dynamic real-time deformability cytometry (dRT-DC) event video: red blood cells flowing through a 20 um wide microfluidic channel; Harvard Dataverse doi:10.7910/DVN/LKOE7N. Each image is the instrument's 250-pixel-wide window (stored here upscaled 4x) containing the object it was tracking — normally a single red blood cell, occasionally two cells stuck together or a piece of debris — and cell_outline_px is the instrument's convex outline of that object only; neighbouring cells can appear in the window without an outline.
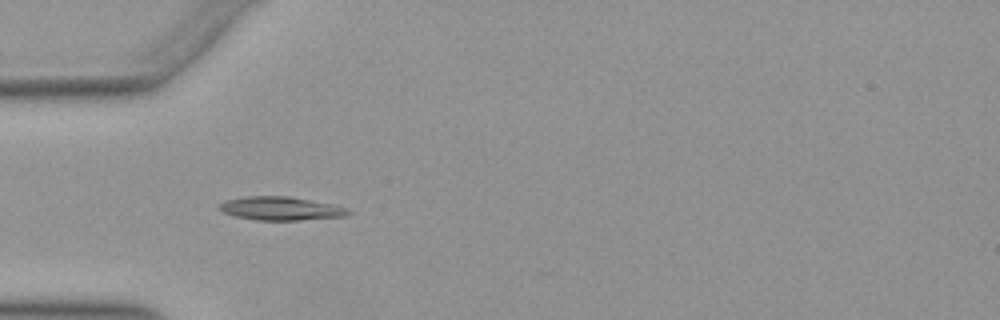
{"species": "Egyptian fruit bat (a non-hibernating species)", "species_latin": "Rousettus aegyptiacus", "temperature_condition": "warm", "stored_images_in_passage": 51, "camera_frame_rate_fps": 3000, "um_per_image_px": 0.085, "animal": {"sex": "female"}, "frame": {"image": 1, "passage_image": 15, "time_ms": 4.667, "image_size_px": [1000, 320], "cell_outline_px": [[352, 212], [348, 216], [300, 220], [256, 220], [236, 216], [224, 212], [216, 208], [216, 204], [224, 200], [248, 196], [288, 196], [332, 204], [348, 208]], "centroid_in_image_um": [23.85, 17.72], "position_along_channel_um": 61.2, "area_um2": 17.8}}
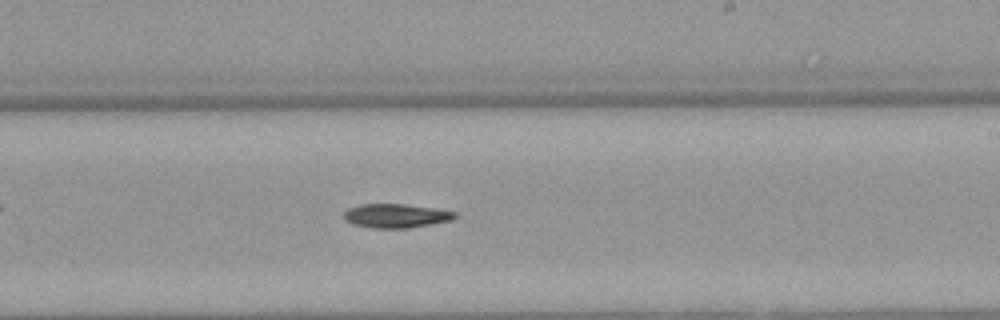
{"frame": {"image": 2, "passage_image": 30, "time_ms": 9.667, "image_size_px": [1000, 320], "cell_outline_px": [[456, 216], [452, 220], [408, 228], [372, 228], [352, 224], [344, 220], [344, 212], [348, 208], [360, 204], [408, 204], [436, 208], [456, 212]], "centroid_in_image_um": [33.64, 18.33], "position_along_channel_um": 255.4, "area_um2": 15.61}}
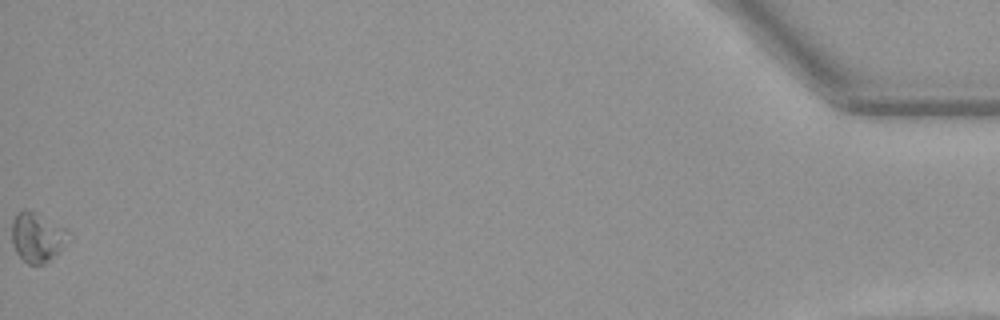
{"frame": {"image": 3, "passage_image": 51, "time_ms": 16.667, "image_size_px": [1000, 320], "cell_outline_px": [[72, 240], [60, 252], [44, 264], [28, 264], [16, 252], [12, 244], [12, 220], [16, 212], [24, 208], [28, 208], [64, 228], [72, 236]], "centroid_in_image_um": [3.18, 20.15], "position_along_channel_um": 432.0, "area_um2": 16.7}, "authors_computed_cell_mechanics": {"area_um2": 15.895, "velocity_mm_per_s": 3.9451, "shape_relaxation_time_tau1_ms": 4.591, "shape_relaxation_time_tau2_ms": null, "deformation_change_tau1": 0.1048, "deformation_change_tau2": null}}